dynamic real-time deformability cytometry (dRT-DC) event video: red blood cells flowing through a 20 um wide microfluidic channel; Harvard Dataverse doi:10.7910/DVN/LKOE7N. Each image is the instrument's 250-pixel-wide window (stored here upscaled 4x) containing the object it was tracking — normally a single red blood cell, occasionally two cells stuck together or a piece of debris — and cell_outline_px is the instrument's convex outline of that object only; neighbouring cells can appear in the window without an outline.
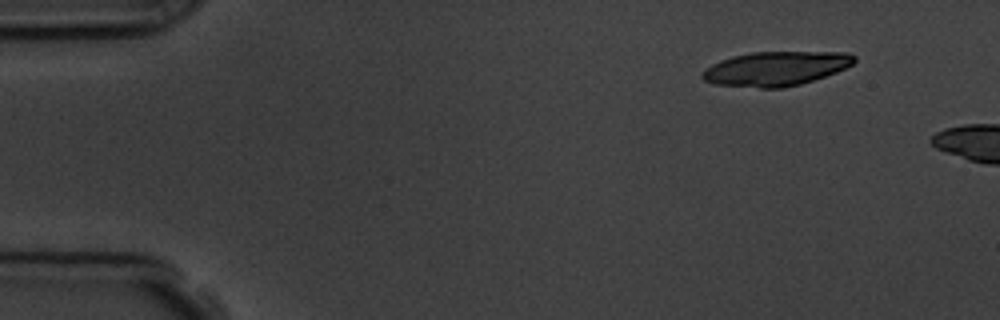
{"species": "common noctule bat (a hibernating species)", "species_latin": "Nyctalus noctula", "temperature_condition": "room temperature", "stored_images_in_passage": 3, "camera_frame_rate_fps": 3000, "um_per_image_px": 0.085, "animal": {"sex": "male", "body_mass_g": 19.5, "forearm_length_mm": 54.6}, "frame": {"image": 1, "passage_image": 1, "time_ms": 0.0, "image_size_px": [1000, 320], "cell_outline_px": [[856, 60], [852, 64], [836, 72], [800, 84], [784, 88], [760, 88], [716, 84], [704, 80], [700, 76], [700, 72], [712, 64], [720, 60], [732, 56], [752, 52], [848, 52], [856, 56]], "centroid_in_image_um": [65.92, 5.83], "position_along_channel_um": 19.1, "area_um2": 30.35}}